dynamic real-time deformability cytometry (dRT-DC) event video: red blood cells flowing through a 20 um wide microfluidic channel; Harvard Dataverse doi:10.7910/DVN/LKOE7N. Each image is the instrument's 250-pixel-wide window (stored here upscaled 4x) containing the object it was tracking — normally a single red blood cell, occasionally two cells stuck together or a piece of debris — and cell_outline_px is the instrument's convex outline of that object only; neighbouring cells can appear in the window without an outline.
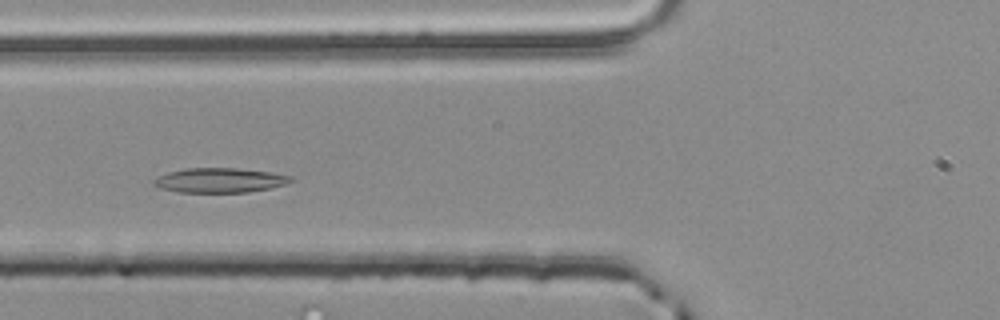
{"species": "common noctule bat (a hibernating species)", "species_latin": "Nyctalus noctula", "temperature_condition": "room temperature", "stored_images_in_passage": 41, "camera_frame_rate_fps": 3000, "um_per_image_px": 0.085, "animal": {"sex": "male", "body_mass_g": 20.4}, "frame": {"image": 1, "passage_image": 11, "time_ms": 3.333, "image_size_px": [1000, 320], "cell_outline_px": [[296, 180], [272, 188], [248, 192], [176, 192], [160, 188], [152, 184], [152, 180], [168, 172], [188, 168], [236, 168], [272, 172], [292, 176]], "centroid_in_image_um": [18.7, 15.32], "position_along_channel_um": 107.1, "area_um2": 19.77}}
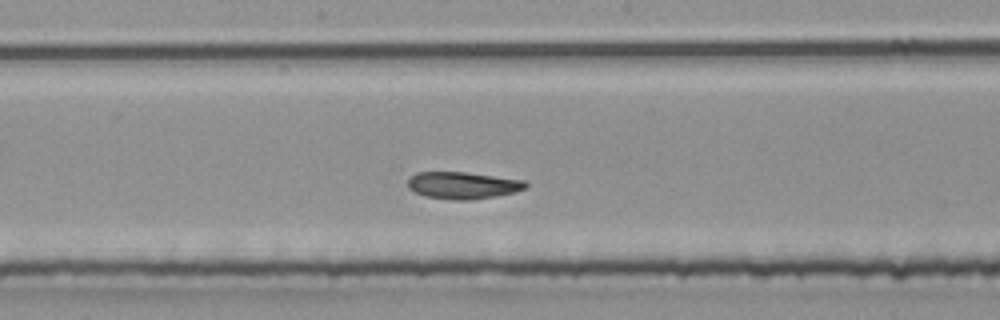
{"frame": {"image": 2, "passage_image": 19, "time_ms": 6.0, "image_size_px": [1000, 320], "cell_outline_px": [[528, 188], [496, 196], [468, 200], [456, 200], [428, 196], [416, 192], [408, 188], [408, 176], [416, 172], [464, 172], [524, 180], [528, 184]], "centroid_in_image_um": [39.33, 15.74], "position_along_channel_um": 208.9, "area_um2": 18.38}}
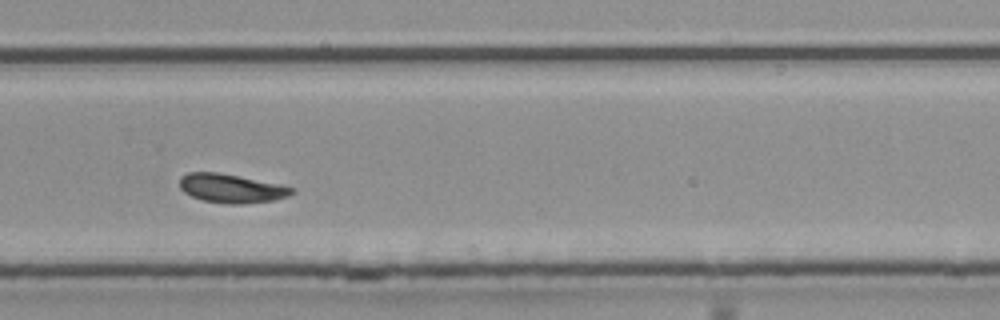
{"frame": {"image": 3, "passage_image": 27, "time_ms": 8.667, "image_size_px": [1000, 320], "cell_outline_px": [[296, 192], [288, 196], [276, 200], [244, 204], [228, 204], [204, 200], [192, 196], [184, 192], [180, 188], [180, 176], [188, 172], [216, 172], [280, 184], [292, 188]], "centroid_in_image_um": [19.67, 16.02], "position_along_channel_um": 310.1, "area_um2": 18.79}, "authors_computed_cell_mechanics": {"area_um2": 18.6694, "velocity_mm_per_s": 3.8075, "shape_relaxation_time_tau1_ms": 9.7951, "shape_relaxation_time_tau2_ms": 2.8051, "deformation_change_tau1": 0.2045, "deformation_change_tau2": 0.0941}}